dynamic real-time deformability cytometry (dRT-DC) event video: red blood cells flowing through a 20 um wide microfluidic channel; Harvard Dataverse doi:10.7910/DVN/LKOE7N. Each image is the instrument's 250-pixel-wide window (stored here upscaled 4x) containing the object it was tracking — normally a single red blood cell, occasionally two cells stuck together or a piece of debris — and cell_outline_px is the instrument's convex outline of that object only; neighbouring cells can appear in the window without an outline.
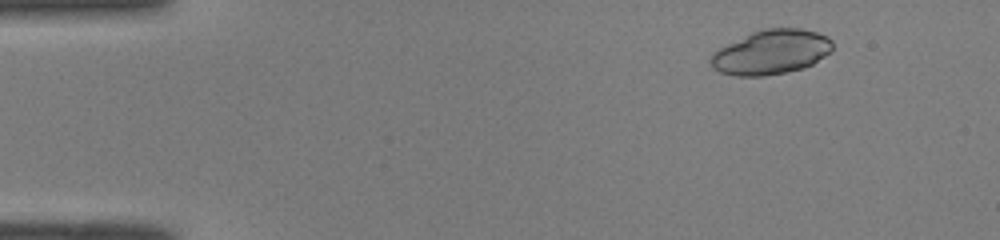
{"species": "common noctule bat (a hibernating species)", "species_latin": "Nyctalus noctula", "temperature_condition": "room temperature", "stored_images_in_passage": 12, "camera_frame_rate_fps": 3000, "um_per_image_px": 0.085, "animal": {"sex": "male", "body_mass_g": 19.0, "forearm_length_mm": 50.8}, "frame": {"image": 1, "passage_image": 6, "time_ms": 1.667, "image_size_px": [1000, 240], "cell_outline_px": [[832, 48], [824, 56], [812, 64], [804, 68], [764, 76], [736, 76], [720, 72], [712, 68], [708, 60], [712, 52], [752, 32], [764, 28], [800, 28], [816, 32], [828, 36], [832, 40]], "centroid_in_image_um": [65.52, 4.43], "position_along_channel_um": 19.5, "area_um2": 31.5}}